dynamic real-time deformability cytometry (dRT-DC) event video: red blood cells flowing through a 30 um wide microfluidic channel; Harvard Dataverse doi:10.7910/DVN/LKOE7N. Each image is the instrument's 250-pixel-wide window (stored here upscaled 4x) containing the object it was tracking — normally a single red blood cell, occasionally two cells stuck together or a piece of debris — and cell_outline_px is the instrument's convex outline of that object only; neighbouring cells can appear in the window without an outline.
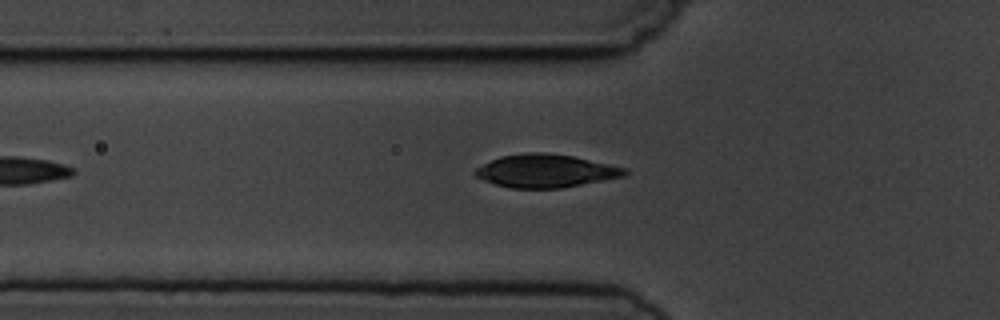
{"species": "common noctule bat (a hibernating species)", "species_latin": "Nyctalus noctula", "temperature_condition": "cold", "stored_images_in_passage": 6, "camera_frame_rate_fps": 3000, "um_per_image_px": 0.085, "animal": {"sex": "male", "body_mass_g": 19.5, "forearm_length_mm": 54.6}, "frame": {"image": 1, "passage_image": 5, "time_ms": 5.0, "image_size_px": [1000, 320], "cell_outline_px": [[628, 172], [624, 176], [560, 188], [512, 188], [496, 184], [484, 180], [476, 176], [472, 172], [476, 168], [500, 156], [528, 152], [544, 152], [572, 156], [628, 168]], "centroid_in_image_um": [46.38, 14.52], "position_along_channel_um": 79.4, "area_um2": 28.55}}
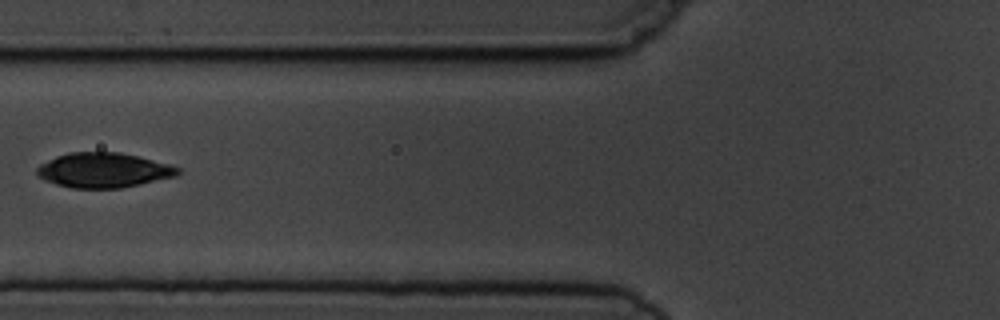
{"frame": {"image": 2, "passage_image": 6, "time_ms": 6.0, "image_size_px": [1000, 320], "cell_outline_px": [[180, 172], [176, 176], [120, 188], [72, 188], [56, 184], [44, 180], [36, 176], [36, 168], [40, 164], [56, 156], [68, 152], [120, 152], [168, 164], [180, 168]], "centroid_in_image_um": [8.74, 14.46], "position_along_channel_um": 117.1, "area_um2": 28.5}}